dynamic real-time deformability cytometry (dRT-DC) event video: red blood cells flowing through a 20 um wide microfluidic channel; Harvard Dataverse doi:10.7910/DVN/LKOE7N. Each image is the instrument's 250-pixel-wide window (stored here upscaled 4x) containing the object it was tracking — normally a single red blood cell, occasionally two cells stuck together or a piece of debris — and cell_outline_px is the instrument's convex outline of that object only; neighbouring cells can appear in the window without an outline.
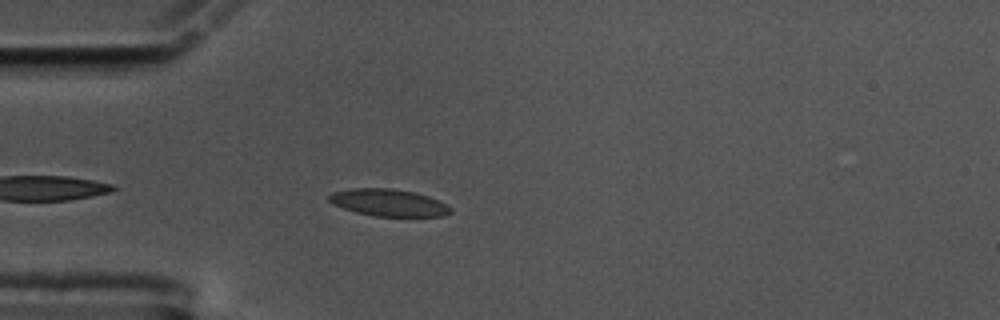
{"species": "common noctule bat (a hibernating species)", "species_latin": "Nyctalus noctula", "temperature_condition": "cold", "stored_images_in_passage": 27, "camera_frame_rate_fps": 3000, "um_per_image_px": 0.085, "animal": {"sex": "male", "body_mass_g": 17.5, "forearm_length_mm": 52.3}, "frame": {"image": 1, "passage_image": 4, "time_ms": 1.0, "image_size_px": [1000, 320], "cell_outline_px": [[452, 212], [444, 216], [376, 216], [356, 212], [332, 204], [328, 200], [328, 196], [332, 192], [352, 188], [392, 188], [416, 192], [428, 196], [452, 208]], "centroid_in_image_um": [33.01, 17.22], "position_along_channel_um": 52.0, "area_um2": 19.13}}
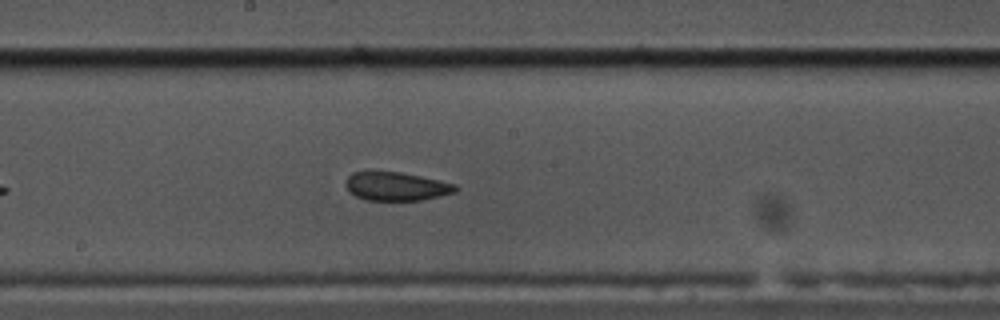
{"frame": {"image": 2, "passage_image": 19, "time_ms": 6.0, "image_size_px": [1000, 320], "cell_outline_px": [[456, 192], [440, 196], [420, 200], [364, 200], [348, 192], [344, 184], [348, 176], [352, 172], [400, 172], [420, 176], [456, 184]], "centroid_in_image_um": [33.64, 15.85], "position_along_channel_um": 214.6, "area_um2": 18.21}}
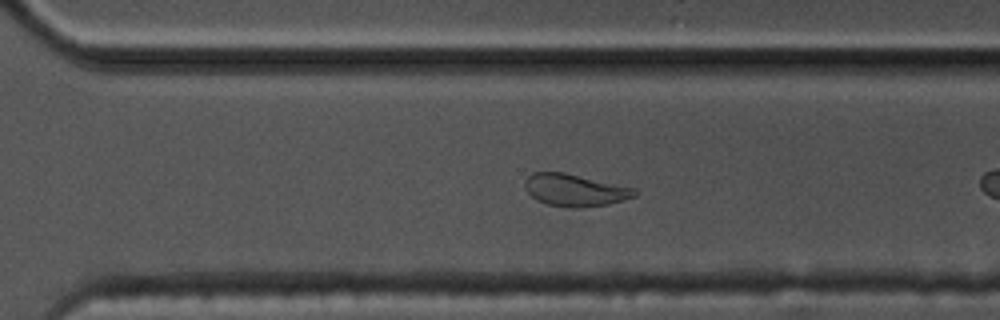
{"frame": {"image": 3, "passage_image": 25, "time_ms": 8.0, "image_size_px": [1000, 320], "cell_outline_px": [[640, 192], [636, 196], [624, 200], [608, 204], [580, 208], [568, 208], [548, 204], [536, 200], [524, 188], [524, 180], [532, 172], [564, 172], [636, 188]], "centroid_in_image_um": [48.88, 16.16], "position_along_channel_um": 321.7, "area_um2": 20.87}}